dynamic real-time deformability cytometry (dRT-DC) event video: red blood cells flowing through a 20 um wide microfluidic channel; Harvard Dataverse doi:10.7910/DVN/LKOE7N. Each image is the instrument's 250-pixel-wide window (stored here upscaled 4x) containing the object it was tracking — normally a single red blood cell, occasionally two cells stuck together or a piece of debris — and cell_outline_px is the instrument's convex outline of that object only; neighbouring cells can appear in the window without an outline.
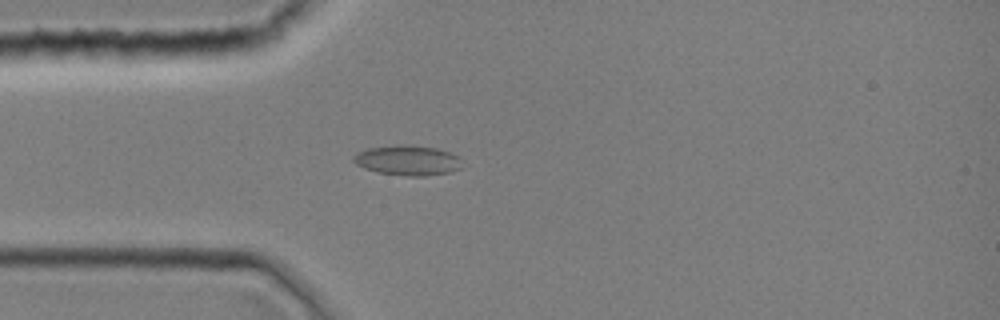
{"species": "common noctule bat (a hibernating species)", "species_latin": "Nyctalus noctula", "temperature_condition": "room temperature", "stored_images_in_passage": 4, "camera_frame_rate_fps": 3000, "um_per_image_px": 0.085, "animal": {"sex": "female", "body_mass_g": 19.0, "forearm_length_mm": 51.5}, "frame": {"image": 1, "passage_image": 4, "time_ms": 1.0, "image_size_px": [1000, 320], "cell_outline_px": [[460, 168], [448, 172], [424, 176], [408, 176], [380, 172], [364, 168], [356, 164], [352, 160], [352, 156], [356, 152], [368, 148], [400, 144], [436, 148], [460, 156]], "centroid_in_image_um": [34.61, 13.62], "position_along_channel_um": 50.4, "area_um2": 18.84}}